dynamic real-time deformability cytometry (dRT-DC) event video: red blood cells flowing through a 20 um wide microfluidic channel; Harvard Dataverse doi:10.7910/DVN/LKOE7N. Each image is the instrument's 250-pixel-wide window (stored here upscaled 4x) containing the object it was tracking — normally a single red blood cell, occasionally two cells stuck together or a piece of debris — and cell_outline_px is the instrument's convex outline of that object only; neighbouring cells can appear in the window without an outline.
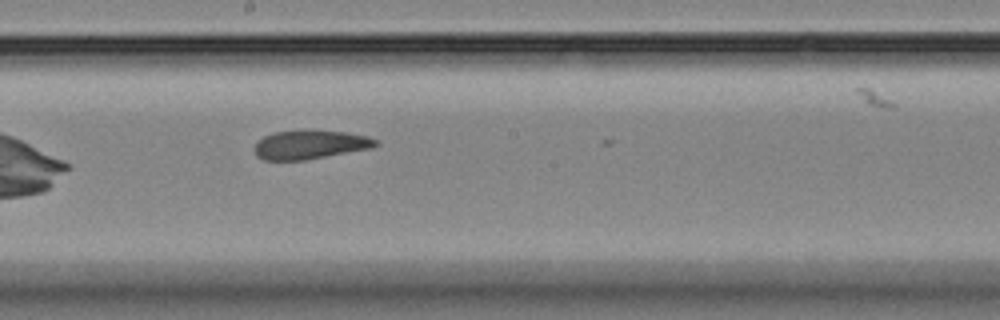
{"species": "Egyptian fruit bat (a non-hibernating species)", "species_latin": "Rousettus aegyptiacus", "temperature_condition": "room temperature", "stored_images_in_passage": 9, "camera_frame_rate_fps": 3000, "um_per_image_px": 0.085, "animal": {"sex": "female"}, "frame": {"image": 1, "passage_image": 9, "time_ms": 10.0, "image_size_px": [1000, 320], "cell_outline_px": [[380, 144], [372, 148], [304, 160], [264, 160], [256, 156], [252, 148], [264, 136], [272, 132], [348, 132], [368, 136], [376, 140]], "centroid_in_image_um": [26.35, 12.32], "position_along_channel_um": 221.9, "area_um2": 19.88}}